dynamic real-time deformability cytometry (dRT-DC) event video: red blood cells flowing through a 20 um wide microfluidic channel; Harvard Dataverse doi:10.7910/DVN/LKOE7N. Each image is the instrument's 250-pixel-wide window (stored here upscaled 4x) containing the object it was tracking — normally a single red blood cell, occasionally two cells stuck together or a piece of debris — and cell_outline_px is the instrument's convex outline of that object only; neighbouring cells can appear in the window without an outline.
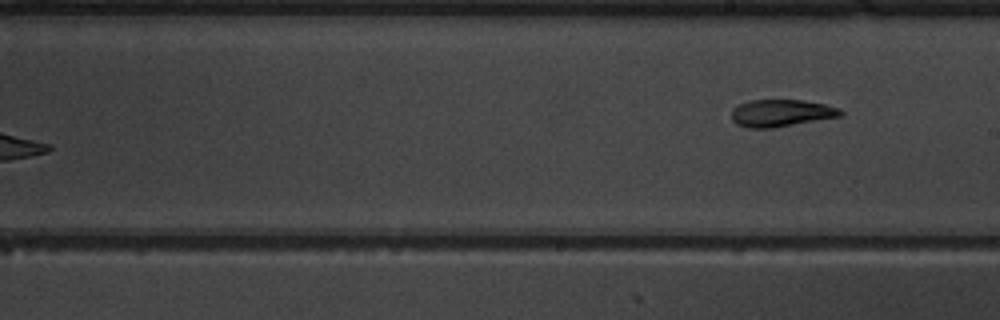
{"species": "common noctule bat (a hibernating species)", "species_latin": "Nyctalus noctula", "temperature_condition": "warm", "stored_images_in_passage": 9, "camera_frame_rate_fps": 3000, "um_per_image_px": 0.085, "animal": {"sex": "male", "body_mass_g": 19.5, "forearm_length_mm": 54.6}, "frame": {"image": 1, "passage_image": 9, "time_ms": 10.0, "image_size_px": [1000, 320], "cell_outline_px": [[844, 112], [840, 116], [772, 128], [748, 128], [736, 124], [732, 120], [732, 108], [748, 100], [804, 100], [824, 104], [840, 108]], "centroid_in_image_um": [66.38, 9.6], "position_along_channel_um": 222.6, "area_um2": 17.22}}